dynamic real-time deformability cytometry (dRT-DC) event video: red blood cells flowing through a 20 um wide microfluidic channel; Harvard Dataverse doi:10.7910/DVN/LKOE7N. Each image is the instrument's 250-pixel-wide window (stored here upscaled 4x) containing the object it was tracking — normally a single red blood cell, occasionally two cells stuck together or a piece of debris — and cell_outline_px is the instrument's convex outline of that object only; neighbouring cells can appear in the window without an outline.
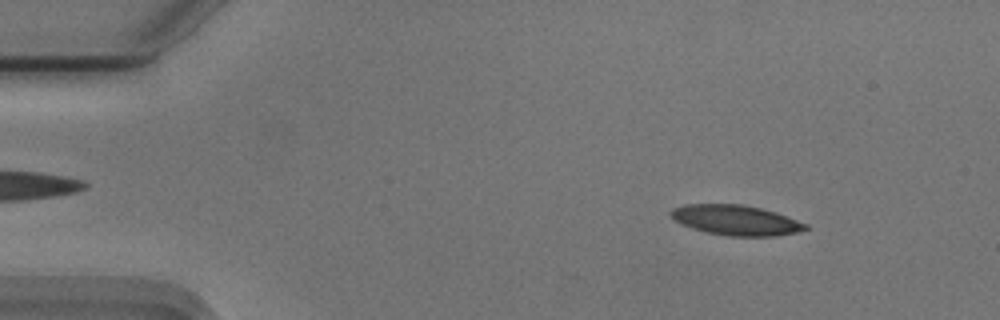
{"species": "Egyptian fruit bat (a non-hibernating species)", "species_latin": "Rousettus aegyptiacus", "temperature_condition": "cold", "stored_images_in_passage": 53, "camera_frame_rate_fps": 3000, "um_per_image_px": 0.085, "animal": {"sex": "male"}, "frame": {"image": 1, "passage_image": 6, "time_ms": 1.667, "image_size_px": [1000, 320], "cell_outline_px": [[808, 228], [796, 232], [776, 236], [728, 236], [708, 232], [692, 228], [668, 216], [668, 212], [672, 208], [684, 204], [744, 204], [776, 212], [808, 224]], "centroid_in_image_um": [62.53, 18.7], "position_along_channel_um": 22.5, "area_um2": 23.64}}
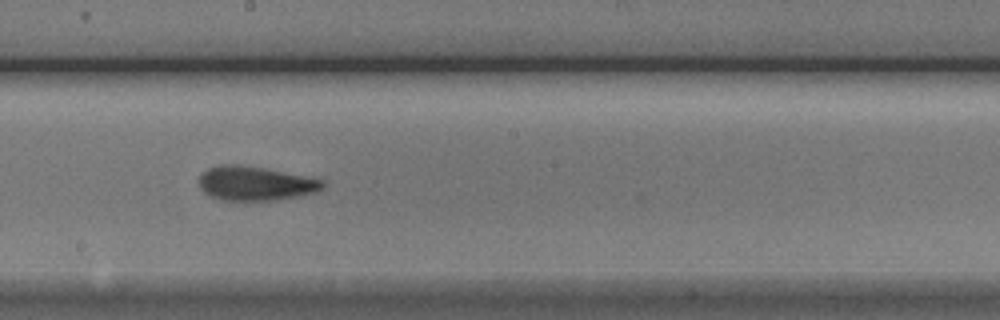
{"frame": {"image": 2, "passage_image": 29, "time_ms": 9.333, "image_size_px": [1000, 320], "cell_outline_px": [[324, 188], [316, 192], [276, 200], [220, 200], [208, 196], [200, 188], [200, 176], [208, 168], [220, 164], [236, 164], [264, 168], [324, 180]], "centroid_in_image_um": [21.68, 15.59], "position_along_channel_um": 226.5, "area_um2": 24.51}}
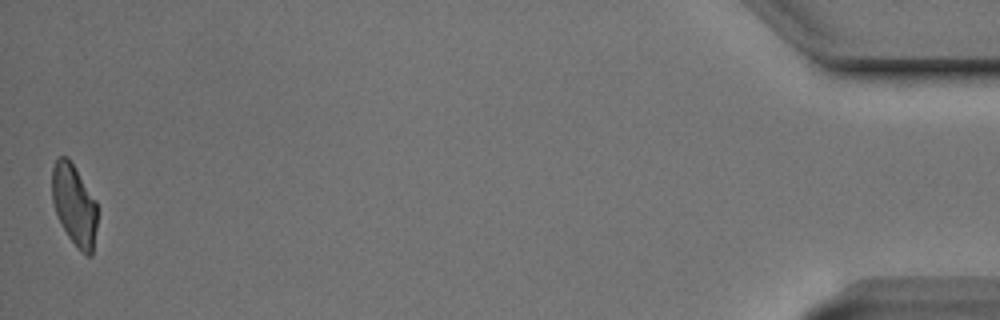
{"frame": {"image": 3, "passage_image": 53, "time_ms": 17.333, "image_size_px": [1000, 320], "cell_outline_px": [[96, 228], [92, 256], [88, 256], [80, 252], [76, 248], [68, 236], [56, 212], [52, 200], [52, 168], [56, 160], [60, 156], [68, 156], [96, 200]], "centroid_in_image_um": [6.31, 17.42], "position_along_channel_um": 428.9, "area_um2": 21.33}, "authors_computed_cell_mechanics": {"area_um2": 23.8714, "velocity_mm_per_s": 3.7293, "shape_relaxation_time_tau1_ms": 6.3988, "shape_relaxation_time_tau2_ms": 2.4612, "deformation_change_tau1": 0.1882, "deformation_change_tau2": 0.097}}